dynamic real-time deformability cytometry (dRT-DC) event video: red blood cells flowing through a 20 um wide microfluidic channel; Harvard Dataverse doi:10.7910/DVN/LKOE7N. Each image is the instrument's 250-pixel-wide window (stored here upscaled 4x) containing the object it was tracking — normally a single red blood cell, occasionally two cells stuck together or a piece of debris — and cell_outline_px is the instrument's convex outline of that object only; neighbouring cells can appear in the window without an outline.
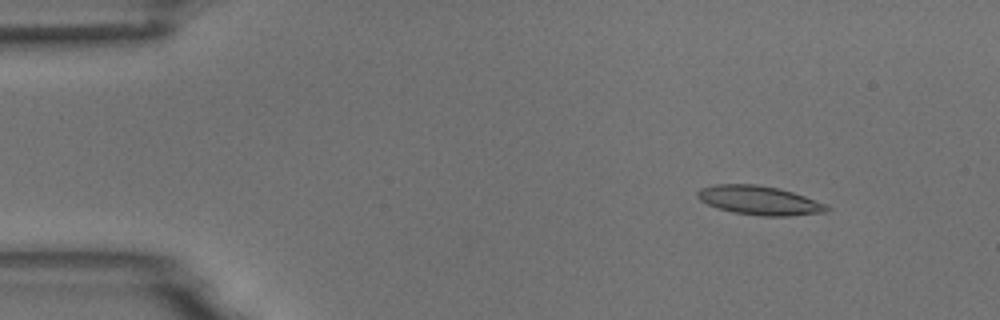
{"species": "common noctule bat (a hibernating species)", "species_latin": "Nyctalus noctula", "temperature_condition": "room temperature", "stored_images_in_passage": 10, "camera_frame_rate_fps": 3000, "um_per_image_px": 0.085, "animal": {"sex": "male", "body_mass_g": 18.8}, "frame": {"image": 1, "passage_image": 2, "time_ms": 0.333, "image_size_px": [1000, 320], "cell_outline_px": [[832, 208], [828, 212], [788, 216], [760, 216], [732, 212], [716, 208], [700, 200], [696, 196], [696, 192], [700, 188], [716, 184], [756, 184], [780, 188], [828, 204]], "centroid_in_image_um": [64.56, 17.03], "position_along_channel_um": 20.4, "area_um2": 22.14}}
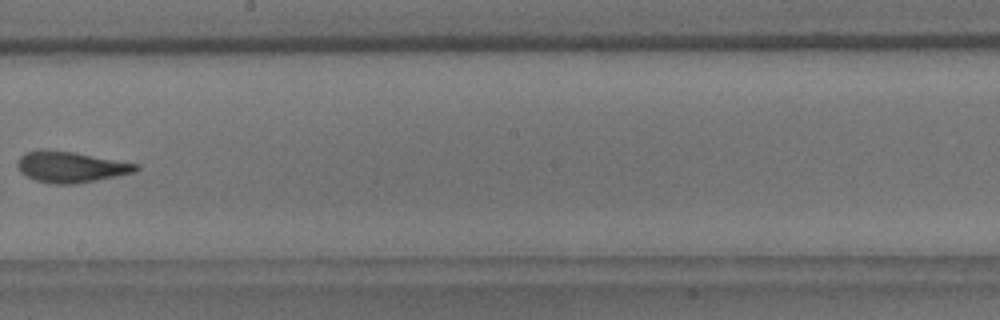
{"frame": {"image": 2, "passage_image": 9, "time_ms": 2.667, "image_size_px": [1000, 320], "cell_outline_px": [[140, 168], [136, 172], [76, 184], [56, 184], [36, 180], [20, 172], [16, 164], [16, 160], [24, 152], [72, 152], [140, 164]], "centroid_in_image_um": [6.06, 14.22], "position_along_channel_um": 242.1, "area_um2": 20.81}}
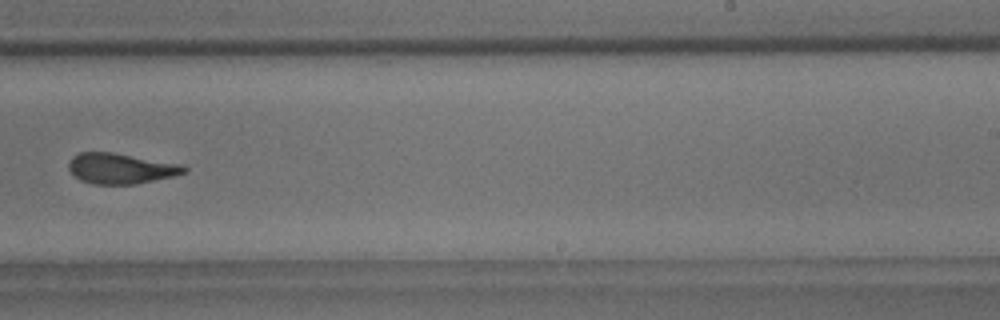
{"frame": {"image": 3, "passage_image": 10, "time_ms": 3.0, "image_size_px": [1000, 320], "cell_outline_px": [[188, 172], [176, 176], [136, 184], [92, 184], [80, 180], [68, 168], [68, 164], [72, 156], [80, 152], [112, 152], [184, 164], [188, 168]], "centroid_in_image_um": [10.33, 14.32], "position_along_channel_um": 278.7, "area_um2": 20.81}}